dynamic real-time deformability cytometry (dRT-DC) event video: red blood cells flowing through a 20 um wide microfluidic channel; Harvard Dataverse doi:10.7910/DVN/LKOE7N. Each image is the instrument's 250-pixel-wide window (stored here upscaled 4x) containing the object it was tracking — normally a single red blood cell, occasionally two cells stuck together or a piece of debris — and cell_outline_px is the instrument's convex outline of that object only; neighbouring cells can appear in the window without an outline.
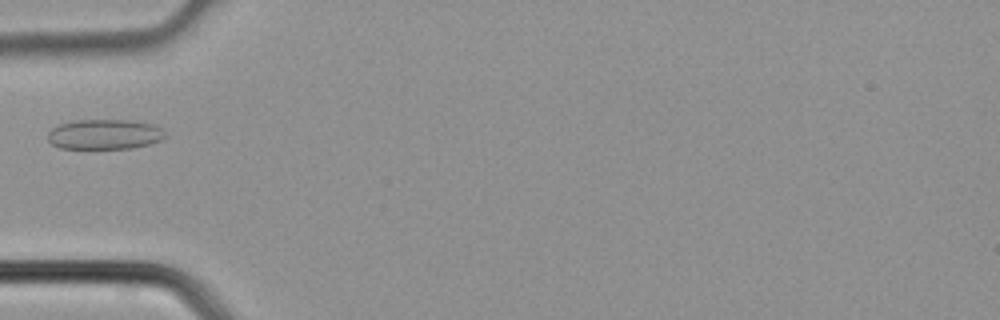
{"species": "common noctule bat (a hibernating species)", "species_latin": "Nyctalus noctula", "temperature_condition": "cold", "stored_images_in_passage": 3, "camera_frame_rate_fps": 3000, "um_per_image_px": 0.085, "animal": {"sex": "male", "body_mass_g": 21.5, "forearm_length_mm": 52.0}, "frame": {"image": 1, "passage_image": 3, "time_ms": 0.667, "image_size_px": [1000, 320], "cell_outline_px": [[168, 136], [160, 140], [148, 144], [132, 148], [92, 152], [60, 148], [52, 144], [48, 140], [48, 132], [52, 128], [60, 124], [72, 120], [132, 120], [156, 124]], "centroid_in_image_um": [8.86, 11.46], "position_along_channel_um": 76.1, "area_um2": 21.68}}